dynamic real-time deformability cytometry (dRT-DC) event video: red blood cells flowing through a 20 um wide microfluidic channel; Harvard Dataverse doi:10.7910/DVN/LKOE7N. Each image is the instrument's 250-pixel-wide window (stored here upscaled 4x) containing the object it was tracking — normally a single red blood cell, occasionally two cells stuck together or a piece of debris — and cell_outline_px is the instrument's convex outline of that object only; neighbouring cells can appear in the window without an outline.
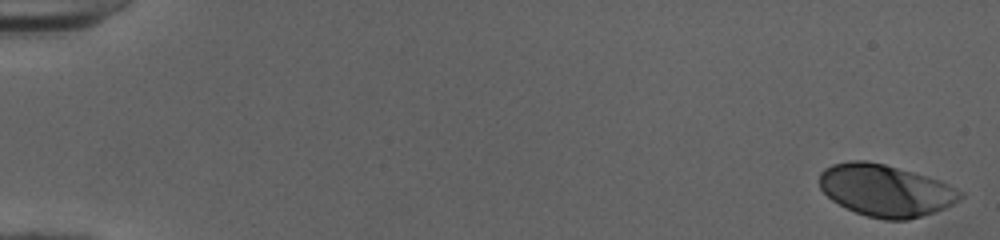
{"species": "human", "species_latin": "Homo sapiens", "temperature_condition": "cold", "stored_images_in_passage": 52, "camera_frame_rate_fps": 3000, "um_per_image_px": 0.085, "donor": {"sex": "female"}, "frame": {"image": 1, "passage_image": 1, "time_ms": 0.0, "image_size_px": [1000, 240], "cell_outline_px": [[964, 196], [960, 200], [944, 208], [908, 220], [884, 220], [868, 216], [856, 212], [832, 200], [820, 188], [820, 172], [824, 168], [832, 164], [848, 160], [864, 160], [884, 164], [940, 180], [964, 192]], "centroid_in_image_um": [75.28, 16.18], "position_along_channel_um": 9.7, "area_um2": 42.43}}
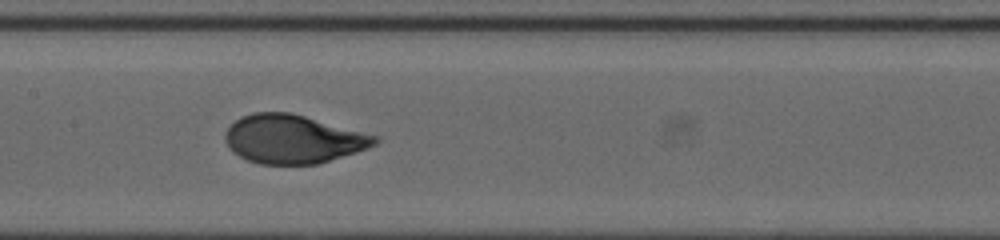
{"frame": {"image": 2, "passage_image": 27, "time_ms": 8.667, "image_size_px": [1000, 240], "cell_outline_px": [[380, 140], [376, 144], [368, 148], [356, 152], [316, 164], [260, 164], [248, 160], [232, 152], [228, 148], [224, 136], [228, 128], [240, 116], [252, 112], [292, 112], [380, 136]], "centroid_in_image_um": [24.92, 11.81], "position_along_channel_um": 182.5, "area_um2": 42.6}}
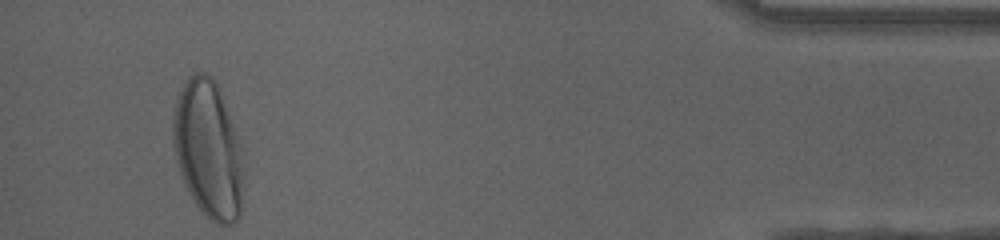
{"frame": {"image": 3, "passage_image": 49, "time_ms": 16.0, "image_size_px": [1000, 240], "cell_outline_px": [[244, 172], [240, 216], [232, 224], [216, 224], [204, 216], [188, 192], [184, 184], [176, 164], [172, 144], [172, 112], [180, 92], [188, 76], [196, 72], [204, 72], [212, 76], [216, 80], [220, 88], [244, 148]], "centroid_in_image_um": [17.72, 12.68], "position_along_channel_um": 417.5, "area_um2": 58.2}, "authors_computed_cell_mechanics": {"area_um2": 42.5408, "velocity_mm_per_s": 4.0102, "shape_relaxation_time_tau1_ms": 5.1178, "shape_relaxation_time_tau2_ms": null, "deformation_change_tau1": 0.218, "deformation_change_tau2": null}}